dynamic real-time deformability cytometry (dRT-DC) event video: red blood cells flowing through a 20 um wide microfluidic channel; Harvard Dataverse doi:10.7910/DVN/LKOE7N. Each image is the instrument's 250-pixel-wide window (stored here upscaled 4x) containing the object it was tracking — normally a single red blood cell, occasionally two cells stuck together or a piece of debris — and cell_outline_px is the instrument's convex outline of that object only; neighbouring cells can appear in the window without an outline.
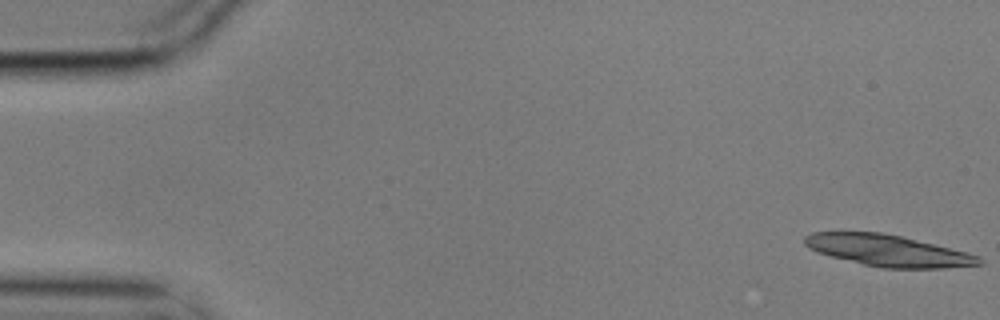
{"species": "common noctule bat (a hibernating species)", "species_latin": "Nyctalus noctula", "temperature_condition": "cold", "stored_images_in_passage": 9, "camera_frame_rate_fps": 3000, "um_per_image_px": 0.085, "animal": {"sex": "male", "body_mass_g": 17.9}, "frame": {"image": 1, "passage_image": 1, "time_ms": 0.0, "image_size_px": [1000, 320], "cell_outline_px": [[984, 264], [944, 268], [884, 268], [864, 264], [816, 252], [808, 248], [804, 244], [804, 236], [812, 232], [880, 232], [900, 236], [980, 256]], "centroid_in_image_um": [75.44, 21.3], "position_along_channel_um": 9.6, "area_um2": 31.5}}